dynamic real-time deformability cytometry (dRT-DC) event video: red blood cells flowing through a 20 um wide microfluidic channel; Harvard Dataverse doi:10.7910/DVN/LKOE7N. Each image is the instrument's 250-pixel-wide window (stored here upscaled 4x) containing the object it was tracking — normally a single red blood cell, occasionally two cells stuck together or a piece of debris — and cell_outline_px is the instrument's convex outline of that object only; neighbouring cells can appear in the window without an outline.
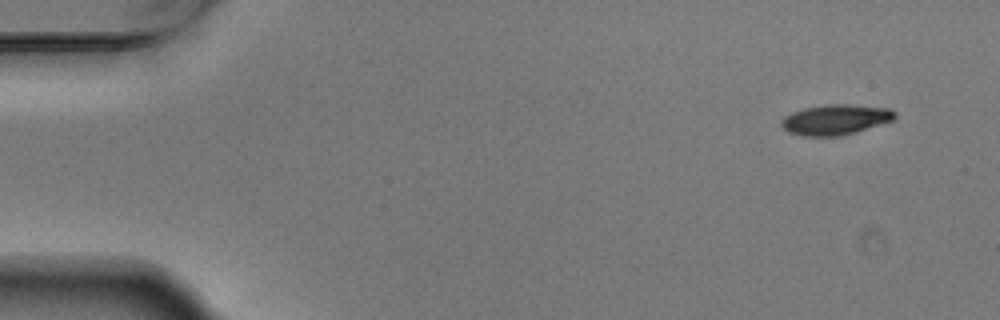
{"species": "Egyptian fruit bat (a non-hibernating species)", "species_latin": "Rousettus aegyptiacus", "temperature_condition": "warm", "stored_images_in_passage": 13, "camera_frame_rate_fps": 3000, "um_per_image_px": 0.085, "animal": {"sex": "male"}, "frame": {"image": 1, "passage_image": 1, "time_ms": 0.0, "image_size_px": [1000, 320], "cell_outline_px": [[896, 116], [892, 120], [856, 132], [840, 136], [804, 136], [788, 132], [780, 124], [780, 120], [784, 116], [792, 112], [804, 108], [828, 104], [848, 104], [892, 108], [896, 112]], "centroid_in_image_um": [71.01, 10.16], "position_along_channel_um": 14.0, "area_um2": 20.11}}
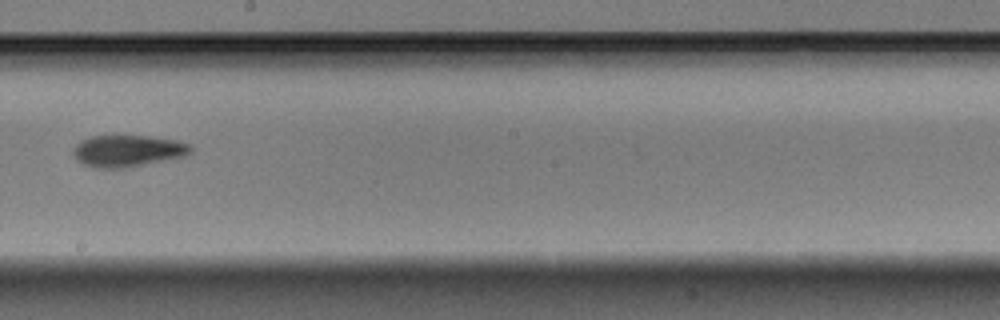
{"frame": {"image": 2, "passage_image": 8, "time_ms": 2.333, "image_size_px": [1000, 320], "cell_outline_px": [[192, 152], [184, 156], [124, 168], [92, 168], [76, 160], [72, 156], [72, 148], [80, 140], [92, 136], [148, 136], [176, 140], [192, 144]], "centroid_in_image_um": [10.81, 12.82], "position_along_channel_um": 237.4, "area_um2": 21.85}}
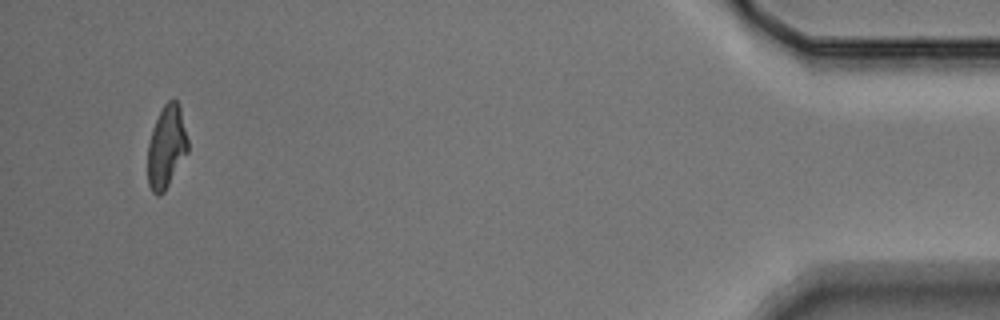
{"frame": {"image": 3, "passage_image": 13, "time_ms": 4.0, "image_size_px": [1000, 320], "cell_outline_px": [[188, 152], [164, 192], [156, 196], [152, 192], [148, 184], [148, 144], [152, 128], [164, 104], [168, 100], [176, 100], [180, 104], [188, 140]], "centroid_in_image_um": [14.15, 12.48], "position_along_channel_um": 421.0, "area_um2": 19.36}}